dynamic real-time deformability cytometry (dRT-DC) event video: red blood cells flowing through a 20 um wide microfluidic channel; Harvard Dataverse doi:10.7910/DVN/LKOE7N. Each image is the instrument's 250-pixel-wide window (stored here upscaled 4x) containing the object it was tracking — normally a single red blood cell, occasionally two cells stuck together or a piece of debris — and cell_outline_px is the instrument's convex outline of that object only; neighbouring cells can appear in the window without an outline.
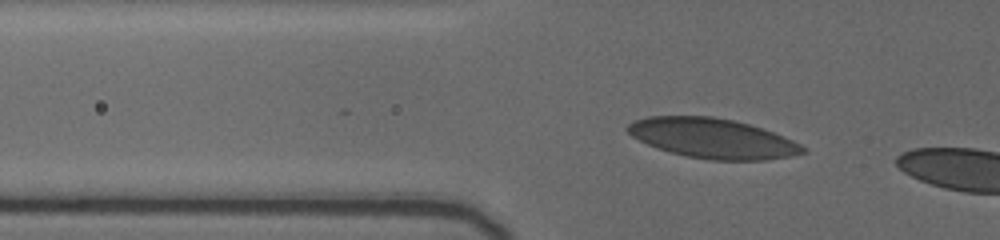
{"species": "human", "species_latin": "Homo sapiens", "temperature_condition": "cold", "stored_images_in_passage": 15, "segment_of_instrument_passage": [1, 2], "camera_frame_rate_fps": 3000, "um_per_image_px": 0.085, "donor": {"sex": "female"}, "frame": {"image": 1, "passage_image": 4, "time_ms": 1.333, "image_size_px": [1000, 240], "cell_outline_px": [[808, 152], [788, 156], [764, 160], [712, 160], [688, 156], [656, 148], [632, 136], [624, 128], [628, 124], [636, 120], [648, 116], [712, 116], [732, 120], [748, 124], [784, 136], [808, 148]], "centroid_in_image_um": [60.57, 11.75], "position_along_channel_um": 65.2, "area_um2": 40.4}}
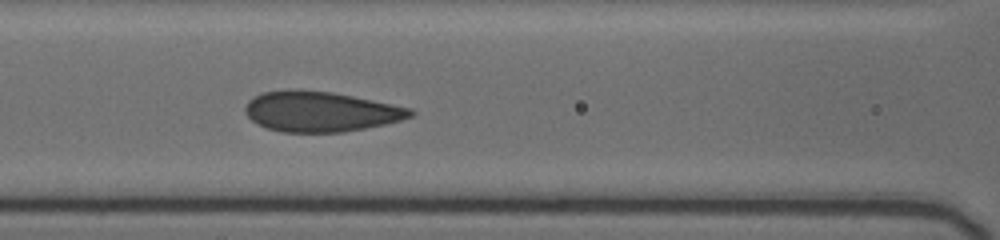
{"frame": {"image": 2, "passage_image": 9, "time_ms": 3.667, "image_size_px": [1000, 240], "cell_outline_px": [[416, 112], [412, 116], [400, 120], [384, 124], [344, 132], [280, 132], [256, 124], [244, 112], [244, 108], [248, 100], [252, 96], [264, 92], [332, 92], [412, 108]], "centroid_in_image_um": [27.25, 9.52], "position_along_channel_um": 139.3, "area_um2": 37.92}}
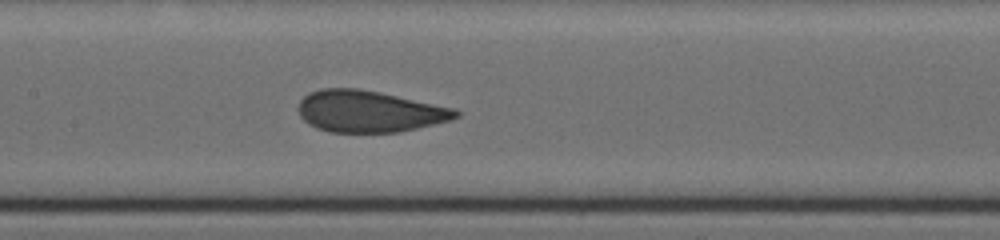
{"frame": {"image": 3, "passage_image": 12, "time_ms": 4.667, "image_size_px": [1000, 240], "cell_outline_px": [[460, 116], [452, 120], [400, 132], [328, 132], [316, 128], [308, 124], [300, 116], [300, 100], [308, 92], [320, 88], [356, 88], [380, 92], [456, 108], [460, 112]], "centroid_in_image_um": [31.41, 9.46], "position_along_channel_um": 176.0, "area_um2": 38.38}}